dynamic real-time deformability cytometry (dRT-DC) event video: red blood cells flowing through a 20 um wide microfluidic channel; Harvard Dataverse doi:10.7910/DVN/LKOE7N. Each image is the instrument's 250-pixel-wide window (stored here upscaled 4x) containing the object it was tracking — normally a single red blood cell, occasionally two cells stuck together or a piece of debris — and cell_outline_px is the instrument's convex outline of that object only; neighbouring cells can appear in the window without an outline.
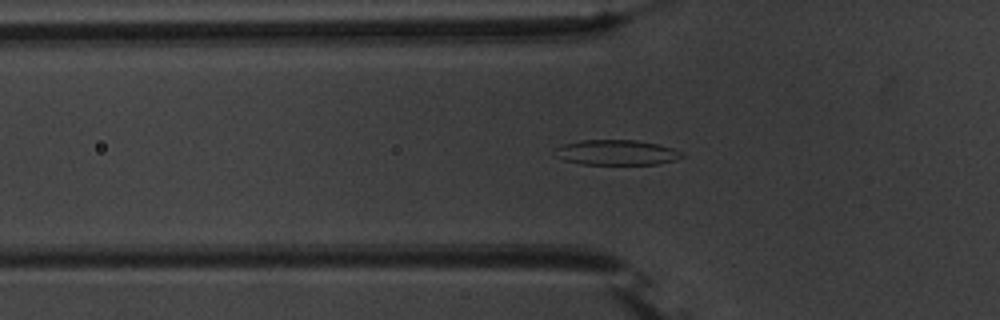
{"species": "common noctule bat (a hibernating species)", "species_latin": "Nyctalus noctula", "temperature_condition": "warm", "stored_images_in_passage": 43, "camera_frame_rate_fps": 3000, "um_per_image_px": 0.085, "animal": {"sex": "male", "body_mass_g": 20.1, "forearm_length_mm": 53.5}, "frame": {"image": 1, "passage_image": 14, "time_ms": 4.333, "image_size_px": [1000, 320], "cell_outline_px": [[684, 156], [676, 160], [656, 164], [580, 164], [564, 160], [556, 156], [552, 148], [564, 144], [580, 140], [636, 140], [656, 144], [672, 148], [680, 152]], "centroid_in_image_um": [52.34, 12.96], "position_along_channel_um": 73.5, "area_um2": 18.61}}
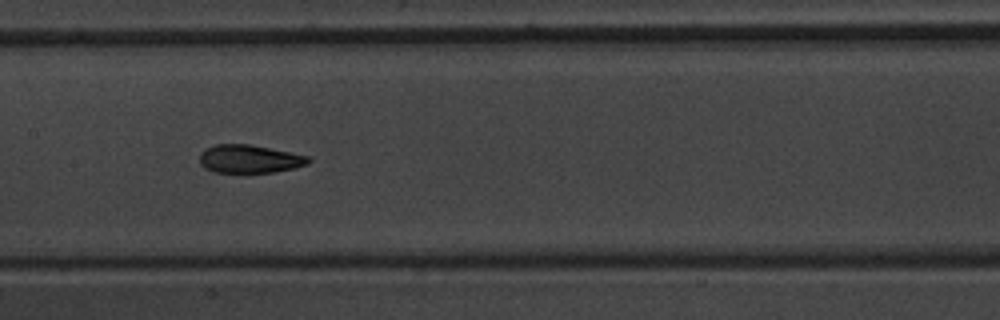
{"frame": {"image": 2, "passage_image": 23, "time_ms": 7.333, "image_size_px": [1000, 320], "cell_outline_px": [[312, 160], [308, 164], [292, 168], [272, 172], [212, 172], [204, 168], [200, 164], [200, 152], [204, 148], [216, 144], [248, 144], [308, 156]], "centroid_in_image_um": [21.15, 13.51], "position_along_channel_um": 186.3, "area_um2": 17.74}}
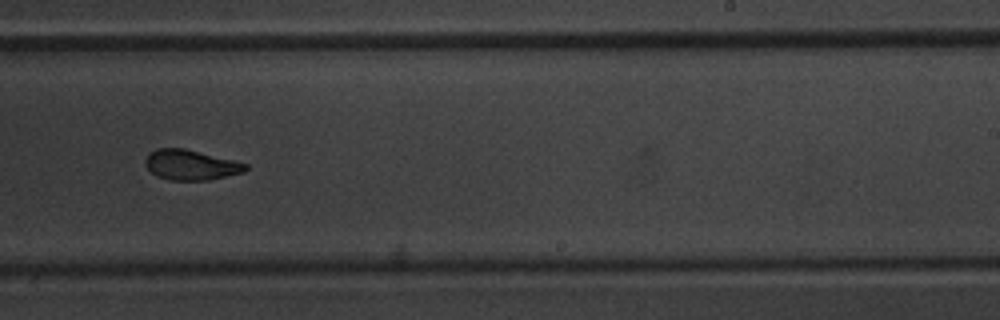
{"frame": {"image": 3, "passage_image": 30, "time_ms": 9.667, "image_size_px": [1000, 320], "cell_outline_px": [[248, 168], [244, 172], [208, 180], [172, 180], [156, 176], [144, 164], [144, 160], [156, 148], [184, 148], [236, 160], [248, 164]], "centroid_in_image_um": [16.25, 14.01], "position_along_channel_um": 272.8, "area_um2": 17.63}, "authors_computed_cell_mechanics": {"area_um2": 18.6116, "velocity_mm_per_s": 3.7209, "shape_relaxation_time_tau1_ms": 3.9707, "shape_relaxation_time_tau2_ms": 1.9141, "deformation_change_tau1": 0.1528, "deformation_change_tau2": 0.0781}}